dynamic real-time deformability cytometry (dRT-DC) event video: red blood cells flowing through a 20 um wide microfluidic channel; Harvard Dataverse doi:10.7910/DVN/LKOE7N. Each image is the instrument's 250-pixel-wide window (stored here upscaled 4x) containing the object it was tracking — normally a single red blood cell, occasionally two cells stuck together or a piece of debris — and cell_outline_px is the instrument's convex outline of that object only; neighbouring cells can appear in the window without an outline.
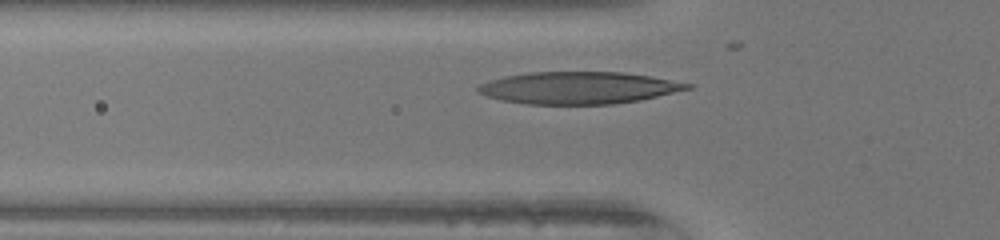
{"species": "human", "species_latin": "Homo sapiens", "temperature_condition": "warm", "stored_images_in_passage": 33, "camera_frame_rate_fps": 3000, "um_per_image_px": 0.085, "donor": {"sex": "female"}, "frame": {"image": 1, "passage_image": 9, "time_ms": 2.667, "image_size_px": [1000, 240], "cell_outline_px": [[692, 88], [640, 100], [612, 104], [528, 104], [500, 100], [476, 92], [476, 88], [480, 84], [488, 80], [504, 76], [528, 72], [624, 72], [648, 76], [692, 84]], "centroid_in_image_um": [49.12, 7.46], "position_along_channel_um": 76.7, "area_um2": 39.07}}
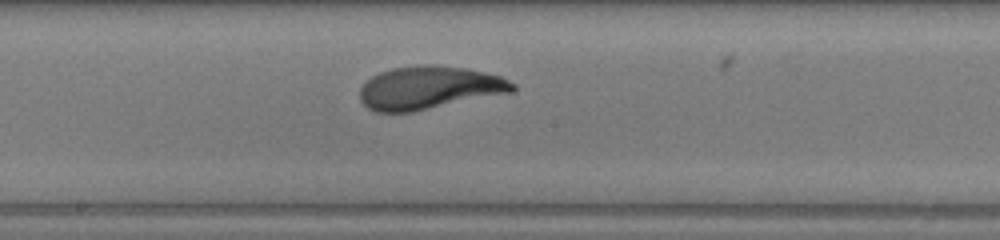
{"frame": {"image": 2, "passage_image": 19, "time_ms": 6.0, "image_size_px": [1000, 240], "cell_outline_px": [[516, 88], [512, 92], [412, 112], [376, 112], [368, 108], [360, 100], [360, 88], [372, 76], [380, 72], [392, 68], [428, 64], [464, 68], [484, 72], [500, 76], [516, 84]], "centroid_in_image_um": [36.47, 7.46], "position_along_channel_um": 211.7, "area_um2": 38.09}}
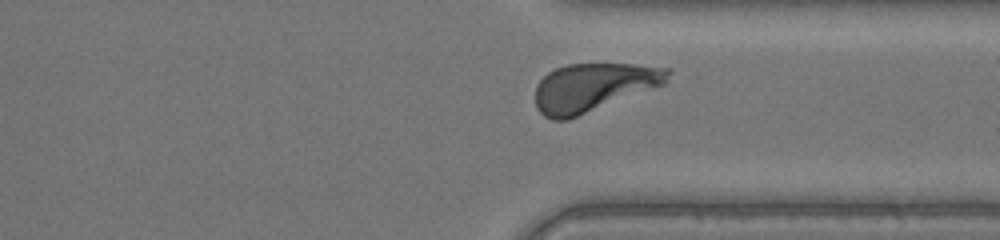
{"frame": {"image": 3, "passage_image": 30, "time_ms": 9.667, "image_size_px": [1000, 240], "cell_outline_px": [[672, 72], [668, 80], [664, 84], [568, 120], [552, 120], [544, 116], [536, 108], [536, 84], [548, 72], [556, 68], [568, 64], [632, 64], [672, 68]], "centroid_in_image_um": [50.44, 7.42], "position_along_channel_um": 361.0, "area_um2": 37.28}, "authors_computed_cell_mechanics": {"area_um2": 37.6856, "velocity_mm_per_s": 4.0569, "shape_relaxation_time_tau1_ms": 3.504, "shape_relaxation_time_tau2_ms": 0.8992, "deformation_change_tau1": 0.2315, "deformation_change_tau2": 0.0788}}